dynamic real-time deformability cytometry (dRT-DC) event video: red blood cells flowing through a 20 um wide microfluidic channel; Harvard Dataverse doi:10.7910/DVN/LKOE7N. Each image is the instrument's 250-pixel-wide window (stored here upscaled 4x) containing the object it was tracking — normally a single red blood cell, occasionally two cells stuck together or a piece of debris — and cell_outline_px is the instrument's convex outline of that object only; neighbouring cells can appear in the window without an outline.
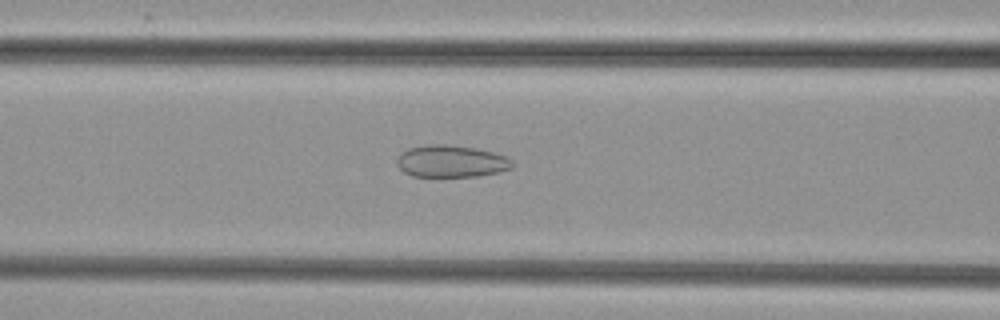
{"species": "common noctule bat (a hibernating species)", "species_latin": "Nyctalus noctula", "temperature_condition": "cold", "stored_images_in_passage": 43, "camera_frame_rate_fps": 3000, "um_per_image_px": 0.085, "animal": {"sex": "female", "body_mass_g": 29.2, "forearm_length_mm": 56.3}, "frame": {"image": 1, "passage_image": 19, "time_ms": 6.0, "image_size_px": [1000, 320], "cell_outline_px": [[512, 168], [496, 172], [476, 176], [412, 176], [404, 172], [396, 164], [396, 160], [400, 152], [408, 148], [428, 144], [448, 144], [476, 148], [508, 156], [512, 160]], "centroid_in_image_um": [38.32, 13.69], "position_along_channel_um": 128.3, "area_um2": 21.62}}
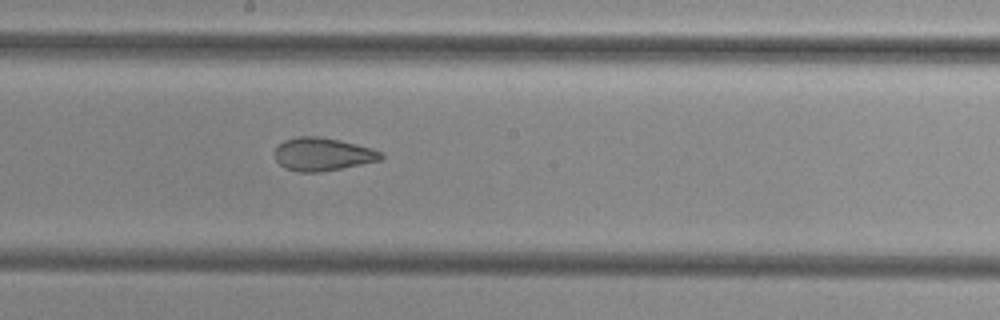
{"frame": {"image": 2, "passage_image": 26, "time_ms": 8.333, "image_size_px": [1000, 320], "cell_outline_px": [[384, 156], [380, 160], [320, 172], [300, 172], [284, 168], [276, 160], [276, 148], [284, 140], [296, 136], [320, 136], [340, 140], [356, 144], [380, 152]], "centroid_in_image_um": [27.38, 13.1], "position_along_channel_um": 220.8, "area_um2": 20.17}}
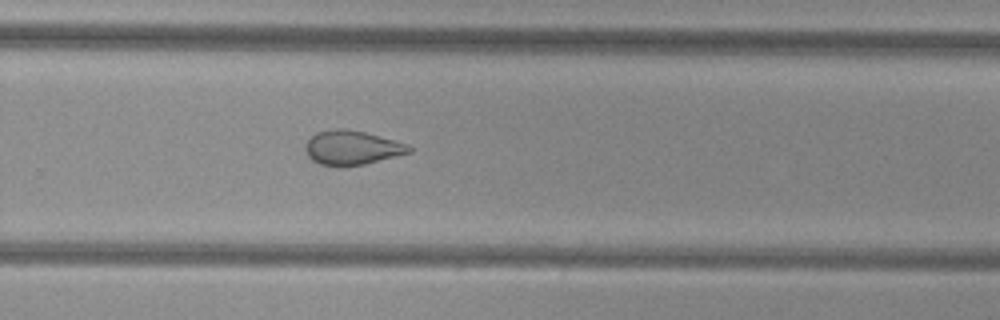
{"frame": {"image": 3, "passage_image": 32, "time_ms": 10.333, "image_size_px": [1000, 320], "cell_outline_px": [[412, 152], [364, 164], [340, 168], [320, 164], [312, 160], [308, 156], [304, 148], [304, 144], [316, 132], [332, 128], [344, 128], [364, 132], [408, 144], [412, 148]], "centroid_in_image_um": [29.87, 12.56], "position_along_channel_um": 299.9, "area_um2": 20.92}}